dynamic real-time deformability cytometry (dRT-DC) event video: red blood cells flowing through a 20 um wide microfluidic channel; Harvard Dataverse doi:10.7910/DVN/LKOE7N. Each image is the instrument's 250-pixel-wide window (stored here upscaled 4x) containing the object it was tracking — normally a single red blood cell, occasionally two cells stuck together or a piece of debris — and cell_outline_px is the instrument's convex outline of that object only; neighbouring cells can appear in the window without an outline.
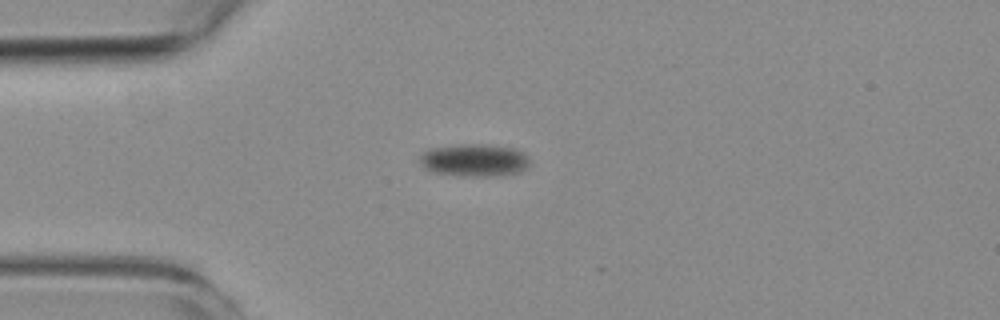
{"species": "common noctule bat (a hibernating species)", "species_latin": "Nyctalus noctula", "temperature_condition": "room temperature", "stored_images_in_passage": 4, "camera_frame_rate_fps": 3000, "um_per_image_px": 0.085, "animal": {"sex": "female", "body_mass_g": 19.3, "forearm_length_mm": 54.1}, "frame": {"image": 1, "passage_image": 4, "time_ms": 3.333, "image_size_px": [1000, 320], "cell_outline_px": [[528, 168], [520, 172], [500, 176], [456, 176], [432, 172], [424, 168], [420, 164], [420, 156], [428, 148], [460, 144], [488, 144], [512, 148], [524, 152], [528, 156]], "centroid_in_image_um": [40.31, 13.62], "position_along_channel_um": 44.7, "area_um2": 21.27}}